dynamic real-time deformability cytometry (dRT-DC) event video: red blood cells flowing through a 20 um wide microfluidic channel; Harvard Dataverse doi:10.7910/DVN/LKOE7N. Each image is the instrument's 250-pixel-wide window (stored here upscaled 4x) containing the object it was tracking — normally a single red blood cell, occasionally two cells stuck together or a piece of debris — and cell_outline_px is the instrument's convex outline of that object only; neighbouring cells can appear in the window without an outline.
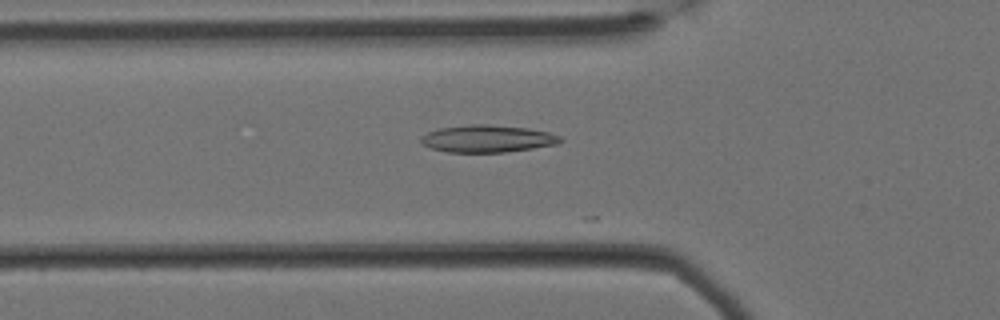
{"species": "Egyptian fruit bat (a non-hibernating species)", "species_latin": "Rousettus aegyptiacus", "temperature_condition": "cold", "stored_images_in_passage": 24, "camera_frame_rate_fps": 3000, "um_per_image_px": 0.085, "animal": {"sex": "female"}, "frame": {"image": 1, "passage_image": 20, "time_ms": 6.333, "image_size_px": [1000, 320], "cell_outline_px": [[564, 140], [560, 144], [504, 152], [448, 152], [432, 148], [424, 144], [420, 140], [420, 136], [428, 132], [440, 128], [472, 124], [488, 124], [528, 128], [548, 132], [560, 136]], "centroid_in_image_um": [41.47, 11.78], "position_along_channel_um": 84.3, "area_um2": 22.08}}
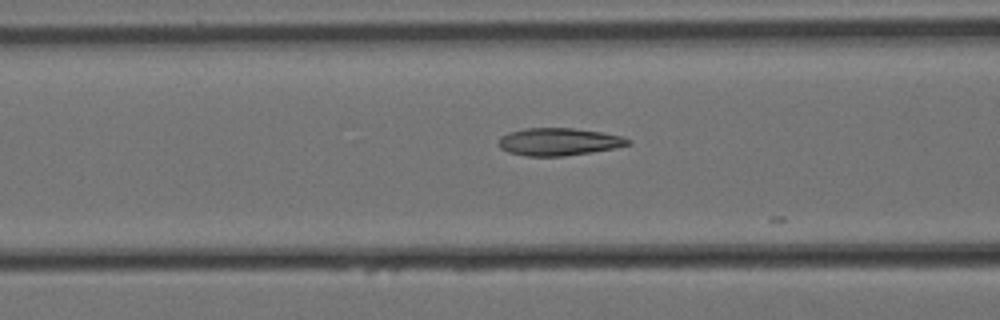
{"frame": {"image": 2, "passage_image": 23, "time_ms": 7.333, "image_size_px": [1000, 320], "cell_outline_px": [[632, 144], [616, 148], [592, 152], [564, 156], [524, 156], [508, 152], [500, 148], [496, 144], [500, 136], [508, 132], [524, 128], [572, 128], [600, 132], [620, 136], [632, 140]], "centroid_in_image_um": [47.46, 12.05], "position_along_channel_um": 119.1, "area_um2": 20.98}}